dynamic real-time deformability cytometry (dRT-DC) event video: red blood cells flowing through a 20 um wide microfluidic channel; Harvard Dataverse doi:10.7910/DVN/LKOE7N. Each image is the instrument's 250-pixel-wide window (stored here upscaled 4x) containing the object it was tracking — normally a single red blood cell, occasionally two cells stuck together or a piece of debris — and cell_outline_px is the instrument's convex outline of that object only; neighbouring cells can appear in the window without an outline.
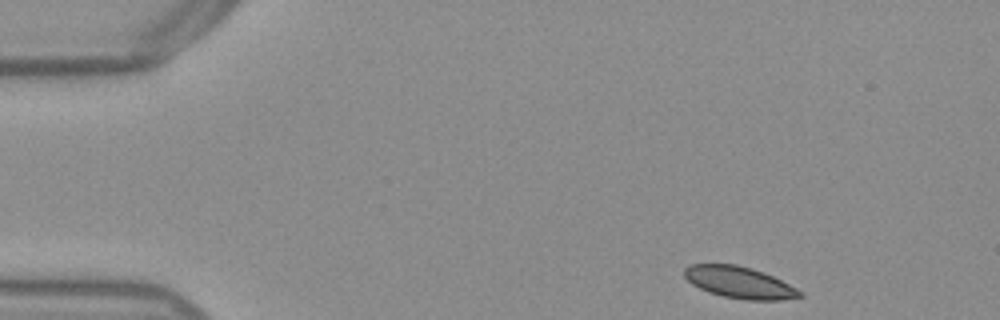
{"species": "Egyptian fruit bat (a non-hibernating species)", "species_latin": "Rousettus aegyptiacus", "temperature_condition": "warm", "stored_images_in_passage": 47, "camera_frame_rate_fps": 3000, "um_per_image_px": 0.085, "frame": {"image": 1, "passage_image": 1, "time_ms": 0.0, "image_size_px": [1000, 320], "cell_outline_px": [[804, 296], [780, 300], [744, 300], [724, 296], [708, 292], [692, 284], [684, 276], [684, 268], [692, 264], [736, 264], [752, 268], [764, 272], [804, 292]], "centroid_in_image_um": [62.86, 24.01], "position_along_channel_um": 22.1, "area_um2": 21.27}}
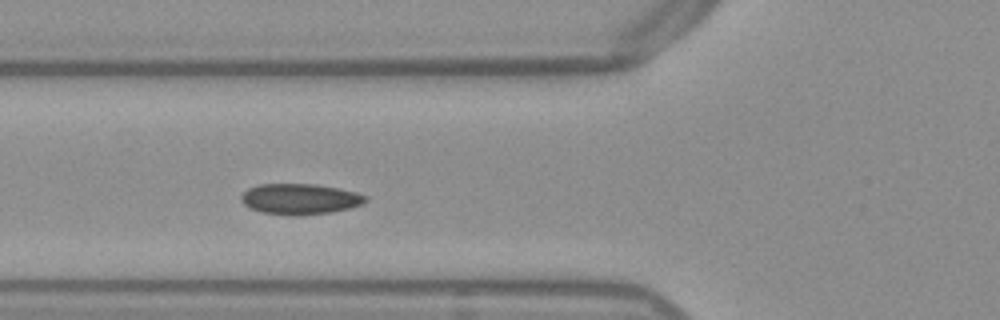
{"frame": {"image": 2, "passage_image": 14, "time_ms": 4.333, "image_size_px": [1000, 320], "cell_outline_px": [[368, 200], [364, 204], [348, 208], [328, 212], [296, 216], [292, 216], [264, 212], [248, 208], [240, 200], [240, 196], [248, 188], [260, 184], [316, 184], [340, 188], [356, 192], [368, 196]], "centroid_in_image_um": [25.5, 16.91], "position_along_channel_um": 100.3, "area_um2": 22.37}}
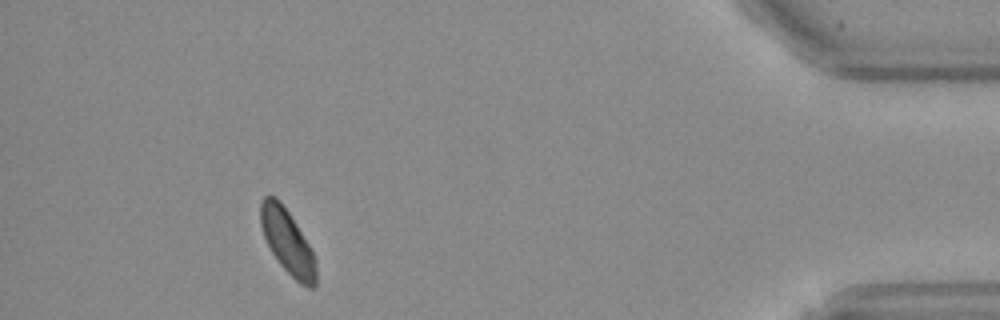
{"frame": {"image": 3, "passage_image": 43, "time_ms": 14.0, "image_size_px": [1000, 320], "cell_outline_px": [[316, 284], [312, 288], [308, 288], [300, 284], [280, 264], [272, 252], [264, 236], [260, 224], [260, 200], [264, 196], [276, 196], [280, 200], [296, 224], [308, 244], [312, 252], [316, 264]], "centroid_in_image_um": [24.42, 20.53], "position_along_channel_um": 410.8, "area_um2": 20.52}}